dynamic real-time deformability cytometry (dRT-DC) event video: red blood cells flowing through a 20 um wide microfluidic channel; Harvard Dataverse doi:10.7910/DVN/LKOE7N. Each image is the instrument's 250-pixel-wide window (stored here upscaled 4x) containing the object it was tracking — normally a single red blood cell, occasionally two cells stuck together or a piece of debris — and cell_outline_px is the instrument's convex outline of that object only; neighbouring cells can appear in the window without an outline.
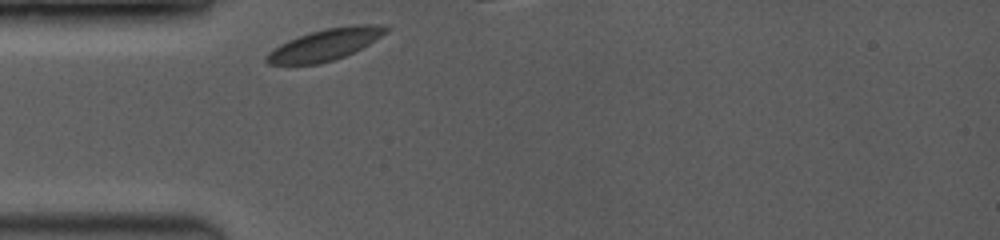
{"species": "common noctule bat (a hibernating species)", "species_latin": "Nyctalus noctula", "temperature_condition": "room temperature", "stored_images_in_passage": 7, "camera_frame_rate_fps": 3500, "um_per_image_px": 0.085, "animal": {"sex": "female", "body_mass_g": 19.0, "forearm_length_mm": 53.3}, "frame": {"image": 1, "passage_image": 1, "time_ms": 0.0, "image_size_px": [1000, 240], "cell_outline_px": [[392, 28], [388, 32], [368, 44], [344, 56], [320, 64], [268, 64], [264, 60], [264, 56], [272, 48], [288, 40], [312, 32], [328, 28], [348, 24], [388, 24]], "centroid_in_image_um": [27.67, 3.77], "position_along_channel_um": 57.3, "area_um2": 22.02}}
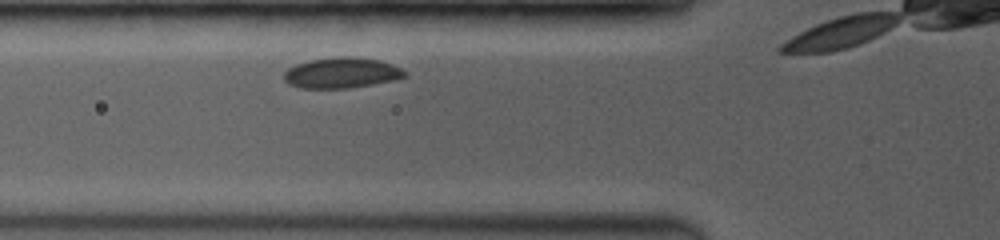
{"frame": {"image": 2, "passage_image": 5, "time_ms": 1.143, "image_size_px": [1000, 240], "cell_outline_px": [[408, 76], [392, 80], [372, 84], [348, 88], [300, 88], [288, 84], [284, 80], [284, 72], [288, 68], [296, 64], [308, 60], [336, 56], [344, 56], [380, 60], [400, 68], [408, 72]], "centroid_in_image_um": [29.01, 6.19], "position_along_channel_um": 96.8, "area_um2": 21.56}}